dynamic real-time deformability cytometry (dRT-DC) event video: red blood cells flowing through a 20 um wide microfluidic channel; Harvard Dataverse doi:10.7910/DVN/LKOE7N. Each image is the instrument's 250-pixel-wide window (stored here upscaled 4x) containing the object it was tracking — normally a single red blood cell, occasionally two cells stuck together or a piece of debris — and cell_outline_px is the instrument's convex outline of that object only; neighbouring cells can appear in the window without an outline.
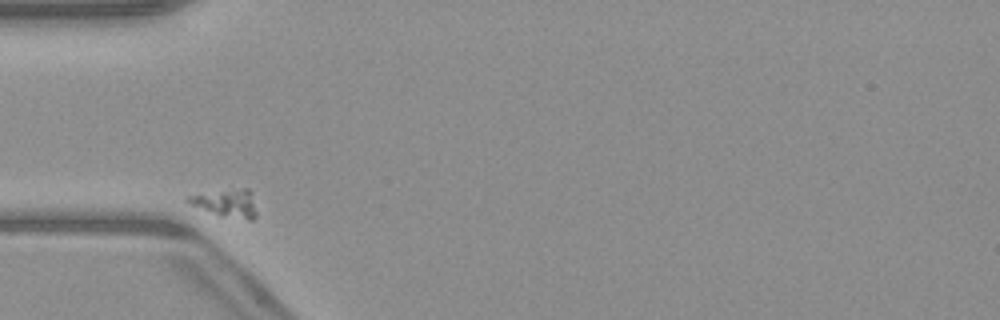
{"species": "common noctule bat (a hibernating species)", "species_latin": "Nyctalus noctula", "temperature_condition": "warm", "stored_images_in_passage": 3, "camera_frame_rate_fps": 3000, "um_per_image_px": 0.085, "animal": {"sex": "male", "body_mass_g": 23.1, "forearm_length_mm": 52.7}, "frame": {"image": 1, "passage_image": 1, "time_ms": 0.0, "image_size_px": [1000, 320], "cell_outline_px": [[256, 216], [252, 220], [248, 220], [220, 216], [188, 204], [184, 200], [184, 196], [232, 188], [248, 188], [256, 212]], "centroid_in_image_um": [19.16, 17.26], "position_along_channel_um": 65.8, "area_um2": 11.27}}
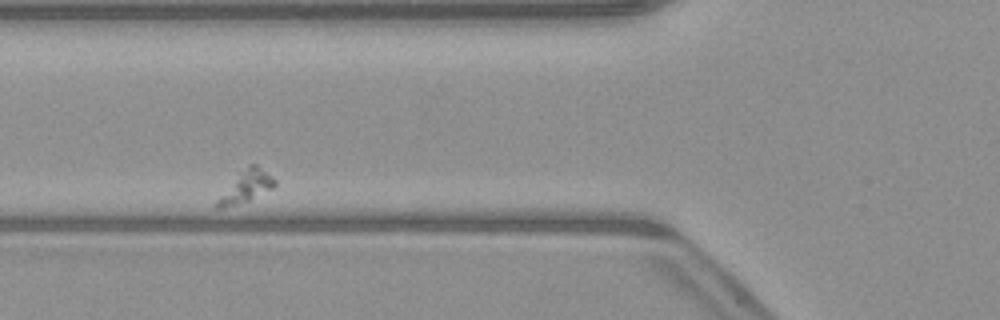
{"frame": {"image": 2, "passage_image": 2, "time_ms": 1.333, "image_size_px": [1000, 320], "cell_outline_px": [[276, 184], [272, 188], [248, 200], [236, 204], [220, 208], [216, 208], [216, 204], [220, 196], [240, 172], [248, 164], [256, 164], [272, 176], [276, 180]], "centroid_in_image_um": [20.96, 15.82], "position_along_channel_um": 104.8, "area_um2": 10.0}}